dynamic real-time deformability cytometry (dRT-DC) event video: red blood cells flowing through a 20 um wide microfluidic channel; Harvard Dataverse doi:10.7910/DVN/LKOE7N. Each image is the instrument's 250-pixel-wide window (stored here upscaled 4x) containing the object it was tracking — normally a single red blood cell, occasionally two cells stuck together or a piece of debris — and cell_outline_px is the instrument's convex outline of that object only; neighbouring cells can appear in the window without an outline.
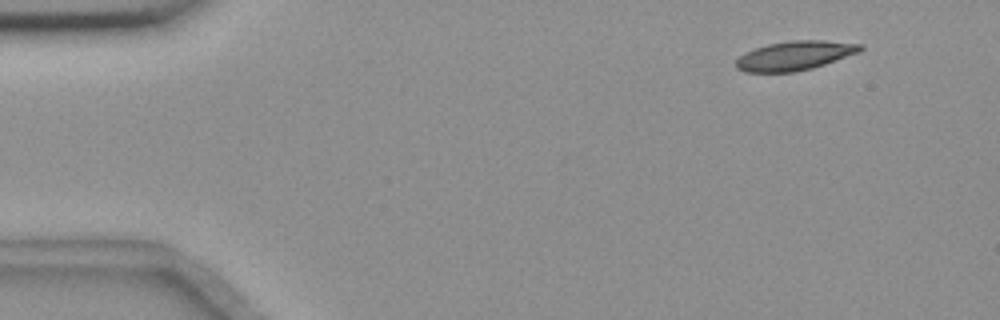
{"species": "common noctule bat (a hibernating species)", "species_latin": "Nyctalus noctula", "temperature_condition": "room temperature", "stored_images_in_passage": 5, "camera_frame_rate_fps": 3000, "um_per_image_px": 0.085, "animal": {"sex": "female", "body_mass_g": 18.4}, "frame": {"image": 1, "passage_image": 2, "time_ms": 1.0, "image_size_px": [1000, 320], "cell_outline_px": [[864, 48], [860, 52], [812, 68], [796, 72], [744, 72], [736, 68], [736, 60], [744, 52], [768, 44], [792, 40], [824, 40], [864, 44]], "centroid_in_image_um": [67.57, 4.72], "position_along_channel_um": 17.4, "area_um2": 21.21}}